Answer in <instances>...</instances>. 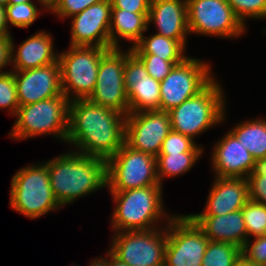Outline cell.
<instances>
[{
    "label": "cell",
    "mask_w": 266,
    "mask_h": 266,
    "mask_svg": "<svg viewBox=\"0 0 266 266\" xmlns=\"http://www.w3.org/2000/svg\"><path fill=\"white\" fill-rule=\"evenodd\" d=\"M68 152L45 162L50 186L61 207L107 188V161L76 151Z\"/></svg>",
    "instance_id": "cell-2"
},
{
    "label": "cell",
    "mask_w": 266,
    "mask_h": 266,
    "mask_svg": "<svg viewBox=\"0 0 266 266\" xmlns=\"http://www.w3.org/2000/svg\"><path fill=\"white\" fill-rule=\"evenodd\" d=\"M0 5L7 6L8 5V0H0Z\"/></svg>",
    "instance_id": "cell-46"
},
{
    "label": "cell",
    "mask_w": 266,
    "mask_h": 266,
    "mask_svg": "<svg viewBox=\"0 0 266 266\" xmlns=\"http://www.w3.org/2000/svg\"><path fill=\"white\" fill-rule=\"evenodd\" d=\"M170 131L168 112L153 110L128 113L125 122V143L134 150L157 157Z\"/></svg>",
    "instance_id": "cell-14"
},
{
    "label": "cell",
    "mask_w": 266,
    "mask_h": 266,
    "mask_svg": "<svg viewBox=\"0 0 266 266\" xmlns=\"http://www.w3.org/2000/svg\"><path fill=\"white\" fill-rule=\"evenodd\" d=\"M241 211L247 230V240L251 236H262L266 227V205L249 200Z\"/></svg>",
    "instance_id": "cell-28"
},
{
    "label": "cell",
    "mask_w": 266,
    "mask_h": 266,
    "mask_svg": "<svg viewBox=\"0 0 266 266\" xmlns=\"http://www.w3.org/2000/svg\"><path fill=\"white\" fill-rule=\"evenodd\" d=\"M203 150L192 138L171 130L164 139L159 154L203 152Z\"/></svg>",
    "instance_id": "cell-32"
},
{
    "label": "cell",
    "mask_w": 266,
    "mask_h": 266,
    "mask_svg": "<svg viewBox=\"0 0 266 266\" xmlns=\"http://www.w3.org/2000/svg\"><path fill=\"white\" fill-rule=\"evenodd\" d=\"M101 1L103 0H58L49 11L63 19L71 18L89 6Z\"/></svg>",
    "instance_id": "cell-34"
},
{
    "label": "cell",
    "mask_w": 266,
    "mask_h": 266,
    "mask_svg": "<svg viewBox=\"0 0 266 266\" xmlns=\"http://www.w3.org/2000/svg\"><path fill=\"white\" fill-rule=\"evenodd\" d=\"M189 33L236 38L245 26L227 0H186Z\"/></svg>",
    "instance_id": "cell-12"
},
{
    "label": "cell",
    "mask_w": 266,
    "mask_h": 266,
    "mask_svg": "<svg viewBox=\"0 0 266 266\" xmlns=\"http://www.w3.org/2000/svg\"><path fill=\"white\" fill-rule=\"evenodd\" d=\"M187 41H177L160 34L145 36L130 49L134 54H152L167 61H184L188 56L185 53Z\"/></svg>",
    "instance_id": "cell-24"
},
{
    "label": "cell",
    "mask_w": 266,
    "mask_h": 266,
    "mask_svg": "<svg viewBox=\"0 0 266 266\" xmlns=\"http://www.w3.org/2000/svg\"><path fill=\"white\" fill-rule=\"evenodd\" d=\"M89 266H108V259L106 257L105 258L100 257V259L99 258L93 259V261L90 262Z\"/></svg>",
    "instance_id": "cell-43"
},
{
    "label": "cell",
    "mask_w": 266,
    "mask_h": 266,
    "mask_svg": "<svg viewBox=\"0 0 266 266\" xmlns=\"http://www.w3.org/2000/svg\"><path fill=\"white\" fill-rule=\"evenodd\" d=\"M125 60L126 50L121 52L120 48H111L101 57L97 82L87 99L127 116L129 102L124 85Z\"/></svg>",
    "instance_id": "cell-13"
},
{
    "label": "cell",
    "mask_w": 266,
    "mask_h": 266,
    "mask_svg": "<svg viewBox=\"0 0 266 266\" xmlns=\"http://www.w3.org/2000/svg\"><path fill=\"white\" fill-rule=\"evenodd\" d=\"M241 257L242 249L238 246L209 240L201 266H236Z\"/></svg>",
    "instance_id": "cell-27"
},
{
    "label": "cell",
    "mask_w": 266,
    "mask_h": 266,
    "mask_svg": "<svg viewBox=\"0 0 266 266\" xmlns=\"http://www.w3.org/2000/svg\"><path fill=\"white\" fill-rule=\"evenodd\" d=\"M249 201L247 178L215 177L206 208L200 214L224 215L241 210Z\"/></svg>",
    "instance_id": "cell-19"
},
{
    "label": "cell",
    "mask_w": 266,
    "mask_h": 266,
    "mask_svg": "<svg viewBox=\"0 0 266 266\" xmlns=\"http://www.w3.org/2000/svg\"><path fill=\"white\" fill-rule=\"evenodd\" d=\"M15 76L12 70L0 75V109L9 110L15 116L19 108Z\"/></svg>",
    "instance_id": "cell-30"
},
{
    "label": "cell",
    "mask_w": 266,
    "mask_h": 266,
    "mask_svg": "<svg viewBox=\"0 0 266 266\" xmlns=\"http://www.w3.org/2000/svg\"><path fill=\"white\" fill-rule=\"evenodd\" d=\"M50 35L43 30L35 33L17 47V52L14 51L15 43L11 37V64L13 63L14 67L12 71H24L57 62L59 53L53 50V38Z\"/></svg>",
    "instance_id": "cell-22"
},
{
    "label": "cell",
    "mask_w": 266,
    "mask_h": 266,
    "mask_svg": "<svg viewBox=\"0 0 266 266\" xmlns=\"http://www.w3.org/2000/svg\"><path fill=\"white\" fill-rule=\"evenodd\" d=\"M13 73L20 106L63 94L59 61L34 69L13 71Z\"/></svg>",
    "instance_id": "cell-17"
},
{
    "label": "cell",
    "mask_w": 266,
    "mask_h": 266,
    "mask_svg": "<svg viewBox=\"0 0 266 266\" xmlns=\"http://www.w3.org/2000/svg\"><path fill=\"white\" fill-rule=\"evenodd\" d=\"M151 185H160L156 157L134 150L126 143L107 161V188L127 191Z\"/></svg>",
    "instance_id": "cell-8"
},
{
    "label": "cell",
    "mask_w": 266,
    "mask_h": 266,
    "mask_svg": "<svg viewBox=\"0 0 266 266\" xmlns=\"http://www.w3.org/2000/svg\"><path fill=\"white\" fill-rule=\"evenodd\" d=\"M26 2H33V0H8V4H18Z\"/></svg>",
    "instance_id": "cell-45"
},
{
    "label": "cell",
    "mask_w": 266,
    "mask_h": 266,
    "mask_svg": "<svg viewBox=\"0 0 266 266\" xmlns=\"http://www.w3.org/2000/svg\"><path fill=\"white\" fill-rule=\"evenodd\" d=\"M225 107L223 90L214 78L196 96L168 111L171 130L195 140V136L224 121Z\"/></svg>",
    "instance_id": "cell-4"
},
{
    "label": "cell",
    "mask_w": 266,
    "mask_h": 266,
    "mask_svg": "<svg viewBox=\"0 0 266 266\" xmlns=\"http://www.w3.org/2000/svg\"><path fill=\"white\" fill-rule=\"evenodd\" d=\"M57 1L58 0H38V2L42 5V8H44V10L48 9L47 11H49Z\"/></svg>",
    "instance_id": "cell-42"
},
{
    "label": "cell",
    "mask_w": 266,
    "mask_h": 266,
    "mask_svg": "<svg viewBox=\"0 0 266 266\" xmlns=\"http://www.w3.org/2000/svg\"><path fill=\"white\" fill-rule=\"evenodd\" d=\"M230 132L254 159L266 158V119H253L237 124Z\"/></svg>",
    "instance_id": "cell-25"
},
{
    "label": "cell",
    "mask_w": 266,
    "mask_h": 266,
    "mask_svg": "<svg viewBox=\"0 0 266 266\" xmlns=\"http://www.w3.org/2000/svg\"><path fill=\"white\" fill-rule=\"evenodd\" d=\"M145 65L148 75L162 81L177 64L183 61H167L152 54H135Z\"/></svg>",
    "instance_id": "cell-33"
},
{
    "label": "cell",
    "mask_w": 266,
    "mask_h": 266,
    "mask_svg": "<svg viewBox=\"0 0 266 266\" xmlns=\"http://www.w3.org/2000/svg\"><path fill=\"white\" fill-rule=\"evenodd\" d=\"M111 9H125L133 13H149V0H110Z\"/></svg>",
    "instance_id": "cell-37"
},
{
    "label": "cell",
    "mask_w": 266,
    "mask_h": 266,
    "mask_svg": "<svg viewBox=\"0 0 266 266\" xmlns=\"http://www.w3.org/2000/svg\"><path fill=\"white\" fill-rule=\"evenodd\" d=\"M11 64V38H0V75L6 73L1 71Z\"/></svg>",
    "instance_id": "cell-38"
},
{
    "label": "cell",
    "mask_w": 266,
    "mask_h": 266,
    "mask_svg": "<svg viewBox=\"0 0 266 266\" xmlns=\"http://www.w3.org/2000/svg\"><path fill=\"white\" fill-rule=\"evenodd\" d=\"M108 50L95 46L70 45L69 50L58 55L62 91L70 101L87 99L93 92L101 57Z\"/></svg>",
    "instance_id": "cell-7"
},
{
    "label": "cell",
    "mask_w": 266,
    "mask_h": 266,
    "mask_svg": "<svg viewBox=\"0 0 266 266\" xmlns=\"http://www.w3.org/2000/svg\"><path fill=\"white\" fill-rule=\"evenodd\" d=\"M203 152H184L175 154H159L156 157L157 176L162 185L164 178L185 174L199 159Z\"/></svg>",
    "instance_id": "cell-26"
},
{
    "label": "cell",
    "mask_w": 266,
    "mask_h": 266,
    "mask_svg": "<svg viewBox=\"0 0 266 266\" xmlns=\"http://www.w3.org/2000/svg\"><path fill=\"white\" fill-rule=\"evenodd\" d=\"M111 1L103 0L72 16L71 46L110 49Z\"/></svg>",
    "instance_id": "cell-16"
},
{
    "label": "cell",
    "mask_w": 266,
    "mask_h": 266,
    "mask_svg": "<svg viewBox=\"0 0 266 266\" xmlns=\"http://www.w3.org/2000/svg\"><path fill=\"white\" fill-rule=\"evenodd\" d=\"M254 238L252 243L249 239L246 240L242 248V256L249 262L266 266V237L262 235Z\"/></svg>",
    "instance_id": "cell-35"
},
{
    "label": "cell",
    "mask_w": 266,
    "mask_h": 266,
    "mask_svg": "<svg viewBox=\"0 0 266 266\" xmlns=\"http://www.w3.org/2000/svg\"><path fill=\"white\" fill-rule=\"evenodd\" d=\"M154 22L157 34L186 41L189 33L186 0H154L150 2L148 25Z\"/></svg>",
    "instance_id": "cell-20"
},
{
    "label": "cell",
    "mask_w": 266,
    "mask_h": 266,
    "mask_svg": "<svg viewBox=\"0 0 266 266\" xmlns=\"http://www.w3.org/2000/svg\"><path fill=\"white\" fill-rule=\"evenodd\" d=\"M43 163L18 170L11 181L10 207L30 219L61 207L50 186L47 164Z\"/></svg>",
    "instance_id": "cell-5"
},
{
    "label": "cell",
    "mask_w": 266,
    "mask_h": 266,
    "mask_svg": "<svg viewBox=\"0 0 266 266\" xmlns=\"http://www.w3.org/2000/svg\"><path fill=\"white\" fill-rule=\"evenodd\" d=\"M70 100L64 95L19 106L9 137L17 140L53 134L66 142Z\"/></svg>",
    "instance_id": "cell-6"
},
{
    "label": "cell",
    "mask_w": 266,
    "mask_h": 266,
    "mask_svg": "<svg viewBox=\"0 0 266 266\" xmlns=\"http://www.w3.org/2000/svg\"><path fill=\"white\" fill-rule=\"evenodd\" d=\"M166 266H201L209 239L189 215H174L167 225Z\"/></svg>",
    "instance_id": "cell-11"
},
{
    "label": "cell",
    "mask_w": 266,
    "mask_h": 266,
    "mask_svg": "<svg viewBox=\"0 0 266 266\" xmlns=\"http://www.w3.org/2000/svg\"><path fill=\"white\" fill-rule=\"evenodd\" d=\"M236 266H264V265H258L254 264L252 262H249L246 260L243 256L238 260Z\"/></svg>",
    "instance_id": "cell-44"
},
{
    "label": "cell",
    "mask_w": 266,
    "mask_h": 266,
    "mask_svg": "<svg viewBox=\"0 0 266 266\" xmlns=\"http://www.w3.org/2000/svg\"><path fill=\"white\" fill-rule=\"evenodd\" d=\"M263 236H265V237H266V227H265V230H264V234H263Z\"/></svg>",
    "instance_id": "cell-47"
},
{
    "label": "cell",
    "mask_w": 266,
    "mask_h": 266,
    "mask_svg": "<svg viewBox=\"0 0 266 266\" xmlns=\"http://www.w3.org/2000/svg\"><path fill=\"white\" fill-rule=\"evenodd\" d=\"M124 85L129 113L160 110V81L148 75L145 65L130 48L126 52Z\"/></svg>",
    "instance_id": "cell-15"
},
{
    "label": "cell",
    "mask_w": 266,
    "mask_h": 266,
    "mask_svg": "<svg viewBox=\"0 0 266 266\" xmlns=\"http://www.w3.org/2000/svg\"><path fill=\"white\" fill-rule=\"evenodd\" d=\"M210 241L231 243L243 248L247 230L242 211L224 215H190Z\"/></svg>",
    "instance_id": "cell-21"
},
{
    "label": "cell",
    "mask_w": 266,
    "mask_h": 266,
    "mask_svg": "<svg viewBox=\"0 0 266 266\" xmlns=\"http://www.w3.org/2000/svg\"><path fill=\"white\" fill-rule=\"evenodd\" d=\"M6 19V7L0 5V38H11Z\"/></svg>",
    "instance_id": "cell-39"
},
{
    "label": "cell",
    "mask_w": 266,
    "mask_h": 266,
    "mask_svg": "<svg viewBox=\"0 0 266 266\" xmlns=\"http://www.w3.org/2000/svg\"><path fill=\"white\" fill-rule=\"evenodd\" d=\"M163 185H151L127 191H110L115 209L113 211L112 228L114 232L147 231L159 228V220L167 216V223L171 220L169 214L164 213ZM155 225V227H154Z\"/></svg>",
    "instance_id": "cell-3"
},
{
    "label": "cell",
    "mask_w": 266,
    "mask_h": 266,
    "mask_svg": "<svg viewBox=\"0 0 266 266\" xmlns=\"http://www.w3.org/2000/svg\"><path fill=\"white\" fill-rule=\"evenodd\" d=\"M108 256V266H128L126 263L117 258L110 250L106 253Z\"/></svg>",
    "instance_id": "cell-41"
},
{
    "label": "cell",
    "mask_w": 266,
    "mask_h": 266,
    "mask_svg": "<svg viewBox=\"0 0 266 266\" xmlns=\"http://www.w3.org/2000/svg\"><path fill=\"white\" fill-rule=\"evenodd\" d=\"M249 200L266 205V175L248 176Z\"/></svg>",
    "instance_id": "cell-36"
},
{
    "label": "cell",
    "mask_w": 266,
    "mask_h": 266,
    "mask_svg": "<svg viewBox=\"0 0 266 266\" xmlns=\"http://www.w3.org/2000/svg\"><path fill=\"white\" fill-rule=\"evenodd\" d=\"M210 64L187 57L160 81V111L168 112L201 92L214 77Z\"/></svg>",
    "instance_id": "cell-10"
},
{
    "label": "cell",
    "mask_w": 266,
    "mask_h": 266,
    "mask_svg": "<svg viewBox=\"0 0 266 266\" xmlns=\"http://www.w3.org/2000/svg\"><path fill=\"white\" fill-rule=\"evenodd\" d=\"M215 145L211 157L215 177L247 178L251 174L255 159L230 131Z\"/></svg>",
    "instance_id": "cell-18"
},
{
    "label": "cell",
    "mask_w": 266,
    "mask_h": 266,
    "mask_svg": "<svg viewBox=\"0 0 266 266\" xmlns=\"http://www.w3.org/2000/svg\"><path fill=\"white\" fill-rule=\"evenodd\" d=\"M33 2L8 4L6 6L7 23L18 28L29 27L39 16L40 10Z\"/></svg>",
    "instance_id": "cell-29"
},
{
    "label": "cell",
    "mask_w": 266,
    "mask_h": 266,
    "mask_svg": "<svg viewBox=\"0 0 266 266\" xmlns=\"http://www.w3.org/2000/svg\"><path fill=\"white\" fill-rule=\"evenodd\" d=\"M126 116L88 99L69 103L67 143L76 152L108 161L125 143Z\"/></svg>",
    "instance_id": "cell-1"
},
{
    "label": "cell",
    "mask_w": 266,
    "mask_h": 266,
    "mask_svg": "<svg viewBox=\"0 0 266 266\" xmlns=\"http://www.w3.org/2000/svg\"><path fill=\"white\" fill-rule=\"evenodd\" d=\"M266 175V158H258L254 161V166L249 176H265Z\"/></svg>",
    "instance_id": "cell-40"
},
{
    "label": "cell",
    "mask_w": 266,
    "mask_h": 266,
    "mask_svg": "<svg viewBox=\"0 0 266 266\" xmlns=\"http://www.w3.org/2000/svg\"><path fill=\"white\" fill-rule=\"evenodd\" d=\"M148 14L133 13L125 9H111L110 49L119 48L120 39L132 41L134 46L149 28Z\"/></svg>",
    "instance_id": "cell-23"
},
{
    "label": "cell",
    "mask_w": 266,
    "mask_h": 266,
    "mask_svg": "<svg viewBox=\"0 0 266 266\" xmlns=\"http://www.w3.org/2000/svg\"><path fill=\"white\" fill-rule=\"evenodd\" d=\"M235 16L245 26L246 18H266V0H227Z\"/></svg>",
    "instance_id": "cell-31"
},
{
    "label": "cell",
    "mask_w": 266,
    "mask_h": 266,
    "mask_svg": "<svg viewBox=\"0 0 266 266\" xmlns=\"http://www.w3.org/2000/svg\"><path fill=\"white\" fill-rule=\"evenodd\" d=\"M110 251L128 266H163L167 224L147 231L114 232Z\"/></svg>",
    "instance_id": "cell-9"
}]
</instances>
